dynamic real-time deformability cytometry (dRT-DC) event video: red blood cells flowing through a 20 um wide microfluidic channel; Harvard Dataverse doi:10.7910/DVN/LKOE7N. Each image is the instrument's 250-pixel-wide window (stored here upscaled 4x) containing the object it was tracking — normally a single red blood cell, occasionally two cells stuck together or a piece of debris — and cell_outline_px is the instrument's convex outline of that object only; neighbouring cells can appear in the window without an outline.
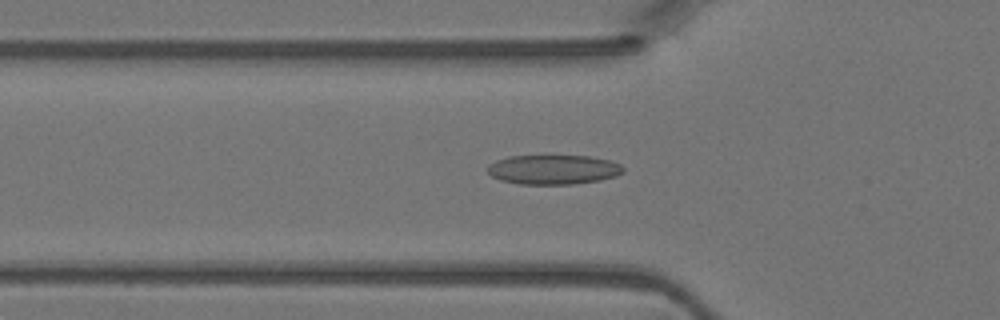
{"species": "Egyptian fruit bat (a non-hibernating species)", "species_latin": "Rousettus aegyptiacus", "temperature_condition": "warm", "stored_images_in_passage": 43, "camera_frame_rate_fps": 3000, "um_per_image_px": 0.085, "animal": {"sex": "female"}, "frame": {"image": 1, "passage_image": 14, "time_ms": 4.333, "image_size_px": [1000, 320], "cell_outline_px": [[624, 172], [616, 176], [600, 180], [576, 184], [520, 184], [500, 180], [492, 176], [488, 172], [488, 164], [496, 160], [508, 156], [588, 156], [612, 160], [620, 164], [624, 168]], "centroid_in_image_um": [47.05, 14.41], "position_along_channel_um": 78.7, "area_um2": 23.47}}
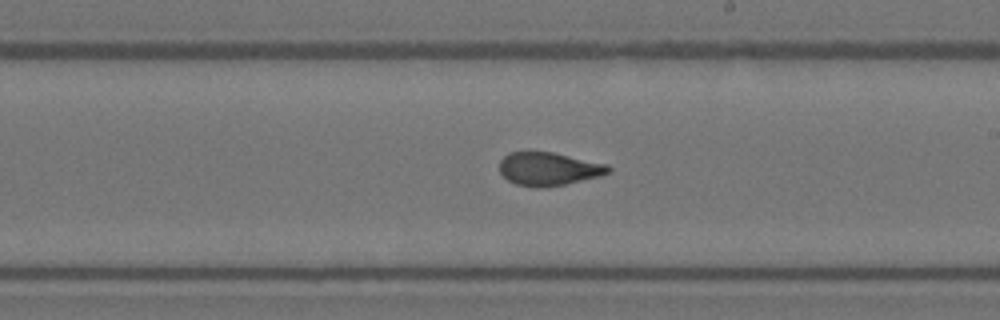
{"frame": {"image": 2, "passage_image": 25, "time_ms": 8.0, "image_size_px": [1000, 320], "cell_outline_px": [[612, 168], [608, 172], [600, 176], [564, 184], [540, 188], [536, 188], [516, 184], [508, 180], [500, 172], [500, 160], [508, 152], [552, 152], [608, 164]], "centroid_in_image_um": [46.63, 14.35], "position_along_channel_um": 242.4, "area_um2": 20.98}}
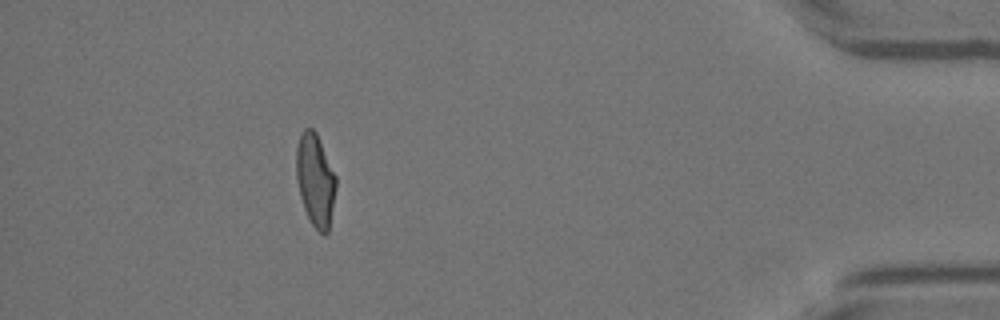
{"frame": {"image": 3, "passage_image": 40, "time_ms": 13.0, "image_size_px": [1000, 320], "cell_outline_px": [[336, 188], [328, 232], [324, 236], [312, 224], [304, 208], [300, 196], [296, 180], [296, 148], [300, 132], [304, 128], [312, 128], [316, 132], [336, 176]], "centroid_in_image_um": [26.79, 15.28], "position_along_channel_um": 408.4, "area_um2": 21.39}}